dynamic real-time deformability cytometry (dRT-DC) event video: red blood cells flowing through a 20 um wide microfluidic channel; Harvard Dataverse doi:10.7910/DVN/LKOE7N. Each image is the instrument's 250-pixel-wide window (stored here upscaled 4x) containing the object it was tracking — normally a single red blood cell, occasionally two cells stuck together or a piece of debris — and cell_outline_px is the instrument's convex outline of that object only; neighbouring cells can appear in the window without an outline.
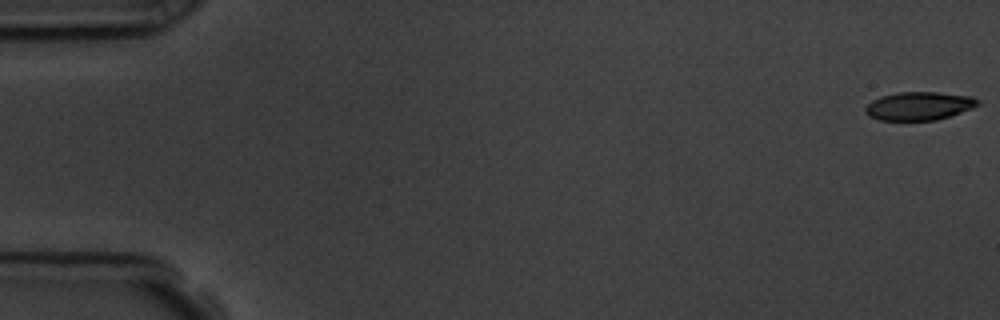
{"species": "common noctule bat (a hibernating species)", "species_latin": "Nyctalus noctula", "temperature_condition": "room temperature", "stored_images_in_passage": 6, "camera_frame_rate_fps": 3000, "um_per_image_px": 0.085, "animal": {"sex": "male", "body_mass_g": 19.5, "forearm_length_mm": 54.6}, "frame": {"image": 1, "passage_image": 1, "time_ms": 0.0, "image_size_px": [1000, 320], "cell_outline_px": [[980, 104], [972, 108], [936, 120], [880, 120], [868, 116], [864, 112], [864, 108], [872, 100], [880, 96], [900, 92], [936, 92], [972, 96], [980, 100]], "centroid_in_image_um": [78.1, 9.0], "position_along_channel_um": 6.9, "area_um2": 18.55}}
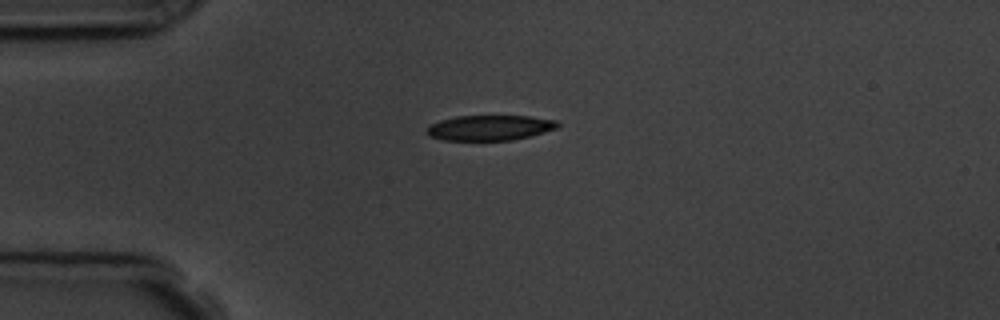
{"frame": {"image": 2, "passage_image": 4, "time_ms": 4.333, "image_size_px": [1000, 320], "cell_outline_px": [[560, 124], [556, 128], [532, 136], [512, 140], [444, 140], [428, 136], [428, 128], [432, 124], [440, 120], [456, 116], [528, 116], [556, 120]], "centroid_in_image_um": [41.65, 10.86], "position_along_channel_um": 43.3, "area_um2": 19.13}}